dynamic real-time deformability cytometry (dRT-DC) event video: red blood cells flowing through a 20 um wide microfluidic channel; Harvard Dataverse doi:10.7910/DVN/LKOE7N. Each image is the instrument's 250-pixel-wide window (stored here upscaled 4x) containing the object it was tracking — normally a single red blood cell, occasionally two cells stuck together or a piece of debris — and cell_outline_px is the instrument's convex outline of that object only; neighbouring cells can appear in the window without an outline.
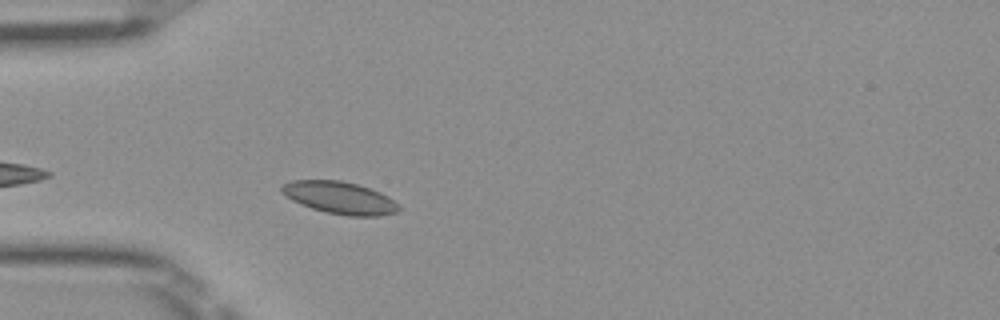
{"species": "Egyptian fruit bat (a non-hibernating species)", "species_latin": "Rousettus aegyptiacus", "temperature_condition": "room temperature", "stored_images_in_passage": 29, "camera_frame_rate_fps": 3000, "um_per_image_px": 0.085, "frame": {"image": 1, "passage_image": 3, "time_ms": 0.667, "image_size_px": [1000, 320], "cell_outline_px": [[400, 208], [396, 212], [376, 216], [348, 216], [324, 212], [300, 204], [292, 200], [280, 188], [284, 184], [292, 180], [340, 180], [356, 184], [380, 192], [388, 196], [400, 204]], "centroid_in_image_um": [28.91, 16.81], "position_along_channel_um": 56.1, "area_um2": 21.85}}
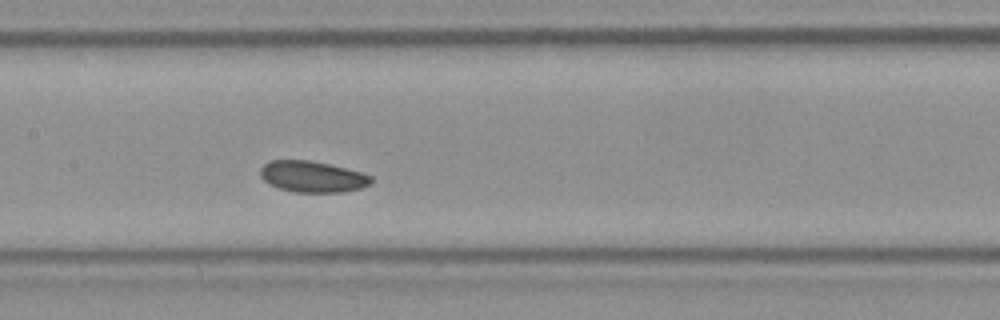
{"frame": {"image": 2, "passage_image": 13, "time_ms": 4.0, "image_size_px": [1000, 320], "cell_outline_px": [[372, 184], [360, 188], [344, 192], [296, 192], [280, 188], [268, 184], [260, 176], [260, 168], [268, 160], [308, 160], [328, 164], [360, 172], [372, 176]], "centroid_in_image_um": [26.54, 15.01], "position_along_channel_um": 180.9, "area_um2": 20.11}}
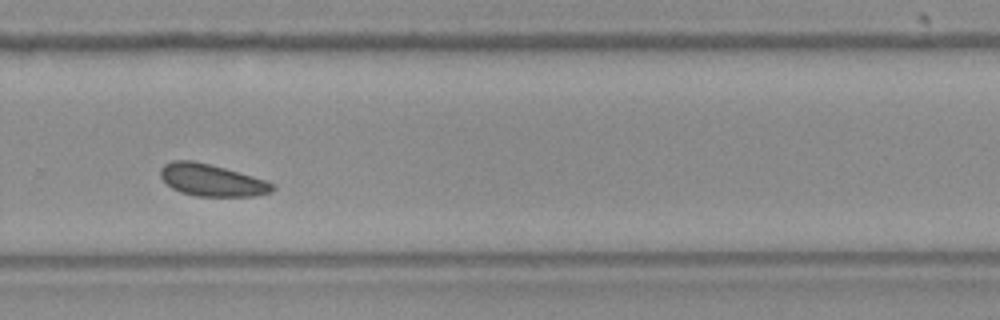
{"frame": {"image": 3, "passage_image": 23, "time_ms": 7.333, "image_size_px": [1000, 320], "cell_outline_px": [[276, 188], [272, 192], [256, 196], [196, 196], [180, 192], [172, 188], [160, 176], [160, 168], [164, 164], [172, 160], [192, 160], [224, 168], [252, 176], [264, 180], [272, 184]], "centroid_in_image_um": [17.97, 15.32], "position_along_channel_um": 311.8, "area_um2": 20.75}}